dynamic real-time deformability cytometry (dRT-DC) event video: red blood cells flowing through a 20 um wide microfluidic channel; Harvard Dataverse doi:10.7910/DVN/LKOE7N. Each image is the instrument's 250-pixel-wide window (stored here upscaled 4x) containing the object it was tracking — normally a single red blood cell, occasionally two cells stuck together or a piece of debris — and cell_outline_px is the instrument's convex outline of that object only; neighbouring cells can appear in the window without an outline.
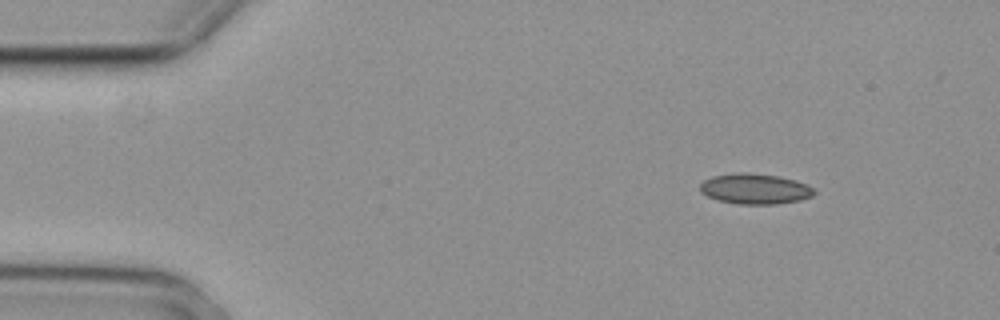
{"species": "common noctule bat (a hibernating species)", "species_latin": "Nyctalus noctula", "temperature_condition": "cold", "stored_images_in_passage": 5, "segment_of_instrument_passage": [2, 2], "camera_frame_rate_fps": 3000, "um_per_image_px": 0.085, "animal": {"sex": "female", "body_mass_g": 29.2, "forearm_length_mm": 56.3}, "frame": {"image": 1, "passage_image": 5, "time_ms": 1.333, "image_size_px": [1000, 320], "cell_outline_px": [[816, 192], [812, 196], [800, 200], [776, 204], [736, 204], [716, 200], [700, 192], [700, 184], [704, 180], [712, 176], [740, 172], [748, 172], [780, 176], [796, 180], [808, 184]], "centroid_in_image_um": [64.17, 16.05], "position_along_channel_um": 20.8, "area_um2": 20.46}}